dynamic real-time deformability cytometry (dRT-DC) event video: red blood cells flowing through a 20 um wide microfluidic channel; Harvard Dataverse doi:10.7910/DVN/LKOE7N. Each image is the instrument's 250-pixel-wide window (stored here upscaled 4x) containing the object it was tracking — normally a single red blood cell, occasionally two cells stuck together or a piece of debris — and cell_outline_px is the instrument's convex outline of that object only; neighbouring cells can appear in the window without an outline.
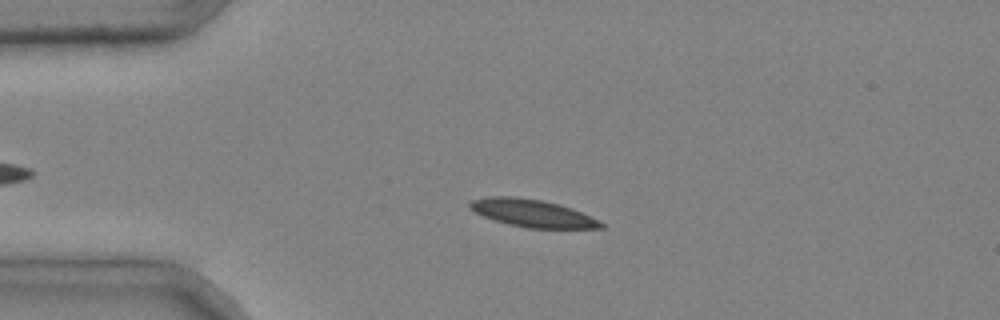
{"species": "common noctule bat (a hibernating species)", "species_latin": "Nyctalus noctula", "temperature_condition": "cold", "stored_images_in_passage": 3, "camera_frame_rate_fps": 3000, "um_per_image_px": 0.085, "animal": {"sex": "male", "body_mass_g": 20.4}, "frame": {"image": 1, "passage_image": 2, "time_ms": 0.333, "image_size_px": [1000, 320], "cell_outline_px": [[604, 228], [524, 228], [508, 224], [484, 216], [468, 208], [468, 204], [472, 200], [488, 196], [512, 196], [540, 200], [560, 204], [572, 208], [604, 224]], "centroid_in_image_um": [45.21, 18.12], "position_along_channel_um": 39.8, "area_um2": 20.81}}